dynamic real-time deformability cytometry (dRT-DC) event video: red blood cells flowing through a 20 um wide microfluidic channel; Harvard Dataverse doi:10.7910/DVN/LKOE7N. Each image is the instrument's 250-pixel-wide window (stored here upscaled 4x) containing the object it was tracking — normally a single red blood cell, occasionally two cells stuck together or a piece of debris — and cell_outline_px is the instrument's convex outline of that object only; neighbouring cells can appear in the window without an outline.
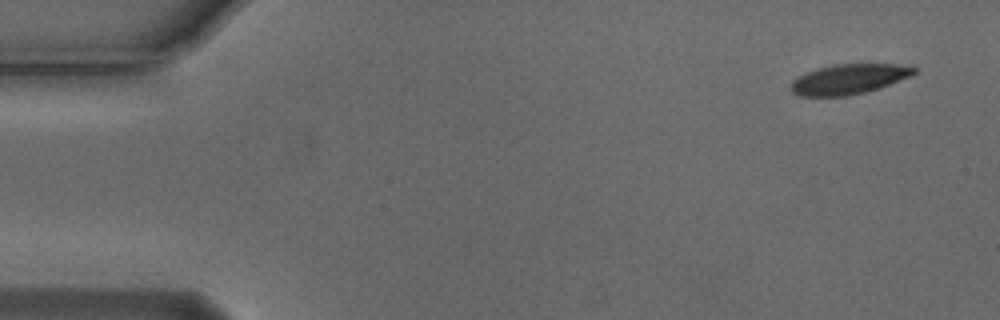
{"species": "Egyptian fruit bat (a non-hibernating species)", "species_latin": "Rousettus aegyptiacus", "temperature_condition": "cold", "stored_images_in_passage": 6, "camera_frame_rate_fps": 3000, "um_per_image_px": 0.085, "animal": {"sex": "male"}, "frame": {"image": 1, "passage_image": 1, "time_ms": 0.0, "image_size_px": [1000, 320], "cell_outline_px": [[920, 72], [912, 76], [864, 92], [844, 96], [800, 96], [792, 92], [788, 88], [792, 80], [796, 76], [804, 72], [816, 68], [832, 64], [896, 64], [920, 68]], "centroid_in_image_um": [72.11, 6.71], "position_along_channel_um": 12.9, "area_um2": 21.85}}
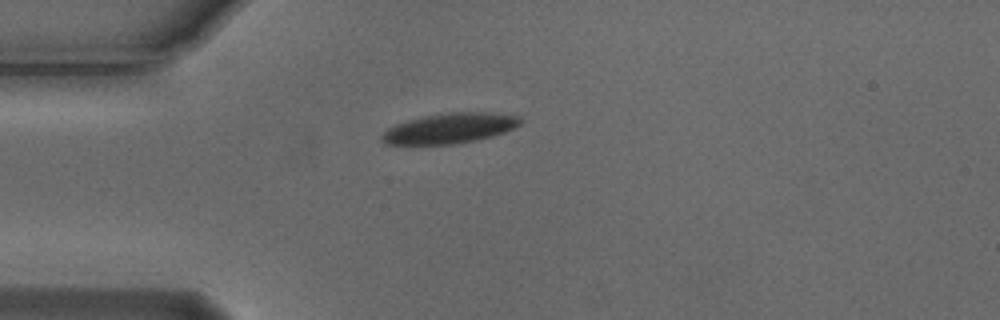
{"frame": {"image": 2, "passage_image": 4, "time_ms": 1.0, "image_size_px": [1000, 320], "cell_outline_px": [[520, 124], [504, 132], [492, 136], [452, 144], [384, 144], [380, 140], [380, 136], [388, 128], [396, 124], [420, 116], [448, 112], [484, 112], [520, 116]], "centroid_in_image_um": [38.17, 10.89], "position_along_channel_um": 46.8, "area_um2": 24.16}}
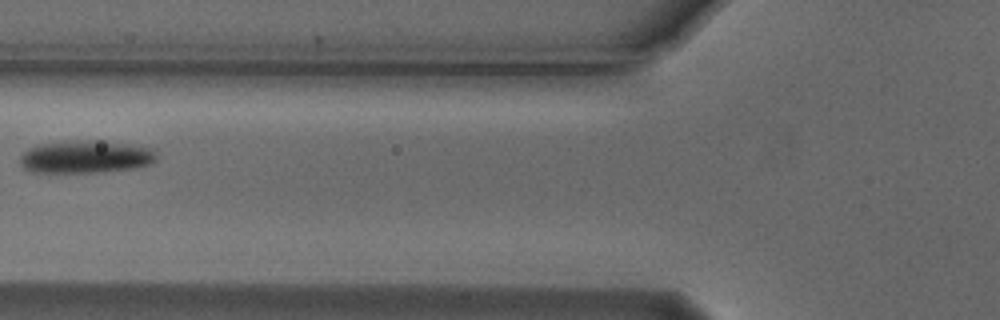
{"frame": {"image": 3, "passage_image": 6, "time_ms": 1.667, "image_size_px": [1000, 320], "cell_outline_px": [[156, 160], [152, 164], [132, 168], [100, 172], [32, 172], [24, 168], [20, 164], [20, 156], [28, 148], [36, 144], [88, 140], [100, 140], [132, 144], [156, 148]], "centroid_in_image_um": [7.32, 13.32], "position_along_channel_um": 118.5, "area_um2": 26.24}}